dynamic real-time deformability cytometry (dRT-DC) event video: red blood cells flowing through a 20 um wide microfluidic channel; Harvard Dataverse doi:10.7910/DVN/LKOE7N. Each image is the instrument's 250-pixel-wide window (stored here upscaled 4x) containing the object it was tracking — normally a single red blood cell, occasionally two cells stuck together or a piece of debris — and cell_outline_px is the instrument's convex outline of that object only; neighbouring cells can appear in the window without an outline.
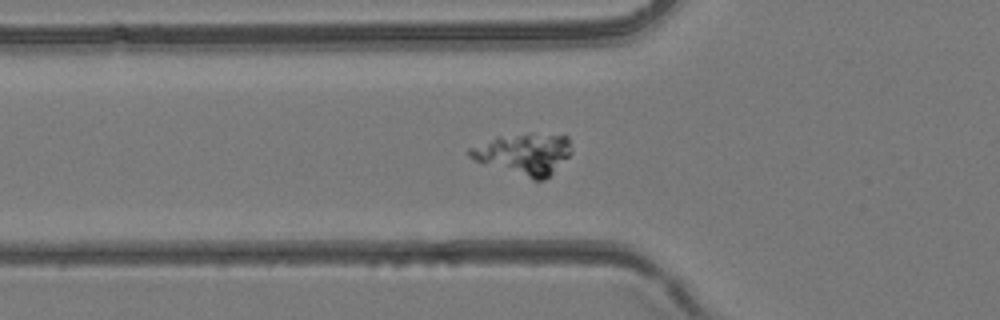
{"species": "common noctule bat (a hibernating species)", "species_latin": "Nyctalus noctula", "temperature_condition": "room temperature", "stored_images_in_passage": 41, "camera_frame_rate_fps": 3000, "um_per_image_px": 0.085, "animal": {"sex": "female", "body_mass_g": 24.6, "forearm_length_mm": 56.2}, "frame": {"image": 1, "passage_image": 13, "time_ms": 4.0, "image_size_px": [1000, 320], "cell_outline_px": [[572, 152], [544, 180], [532, 180], [476, 160], [468, 156], [468, 148], [496, 136], [568, 136], [572, 148]], "centroid_in_image_um": [44.51, 13.12], "position_along_channel_um": 81.3, "area_um2": 23.52}}
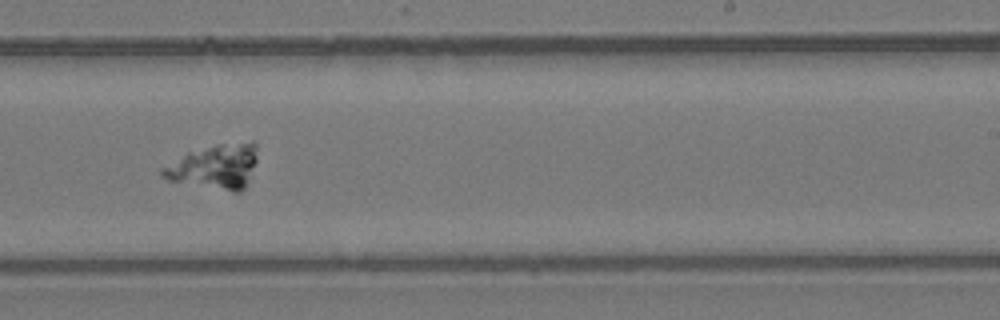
{"frame": {"image": 2, "passage_image": 25, "time_ms": 8.0, "image_size_px": [1000, 320], "cell_outline_px": [[256, 160], [244, 188], [240, 192], [232, 192], [168, 180], [160, 176], [160, 168], [188, 152], [216, 144], [252, 140], [256, 144]], "centroid_in_image_um": [18.24, 14.15], "position_along_channel_um": 270.8, "area_um2": 24.62}}
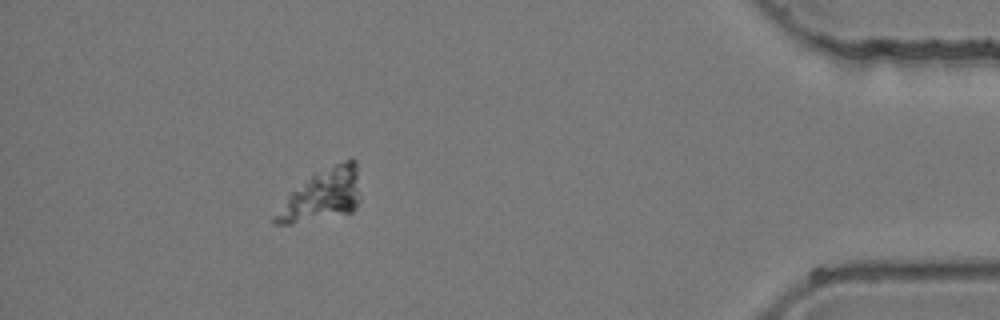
{"frame": {"image": 3, "passage_image": 37, "time_ms": 12.0, "image_size_px": [1000, 320], "cell_outline_px": [[360, 200], [356, 208], [352, 212], [292, 224], [272, 224], [272, 220], [288, 192], [316, 172], [352, 156], [356, 160]], "centroid_in_image_um": [27.38, 16.57], "position_along_channel_um": 407.8, "area_um2": 25.78}}